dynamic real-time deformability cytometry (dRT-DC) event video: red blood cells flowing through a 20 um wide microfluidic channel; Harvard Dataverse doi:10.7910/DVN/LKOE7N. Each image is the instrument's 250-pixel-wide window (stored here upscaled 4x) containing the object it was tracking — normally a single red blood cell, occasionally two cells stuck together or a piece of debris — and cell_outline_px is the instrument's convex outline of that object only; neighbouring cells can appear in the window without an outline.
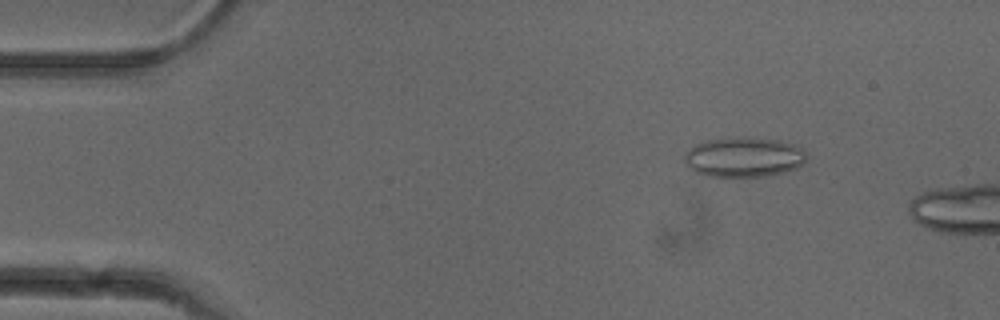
{"species": "common noctule bat (a hibernating species)", "species_latin": "Nyctalus noctula", "temperature_condition": "cold", "stored_images_in_passage": 9, "camera_frame_rate_fps": 3000, "um_per_image_px": 0.085, "animal": {"sex": "female"}, "frame": {"image": 1, "passage_image": 4, "time_ms": 1.0, "image_size_px": [1000, 320], "cell_outline_px": [[808, 156], [804, 164], [796, 168], [784, 172], [768, 176], [704, 176], [688, 168], [684, 160], [684, 152], [696, 144], [708, 140], [780, 140], [792, 144], [800, 148]], "centroid_in_image_um": [63.22, 13.41], "position_along_channel_um": 21.8, "area_um2": 27.57}}